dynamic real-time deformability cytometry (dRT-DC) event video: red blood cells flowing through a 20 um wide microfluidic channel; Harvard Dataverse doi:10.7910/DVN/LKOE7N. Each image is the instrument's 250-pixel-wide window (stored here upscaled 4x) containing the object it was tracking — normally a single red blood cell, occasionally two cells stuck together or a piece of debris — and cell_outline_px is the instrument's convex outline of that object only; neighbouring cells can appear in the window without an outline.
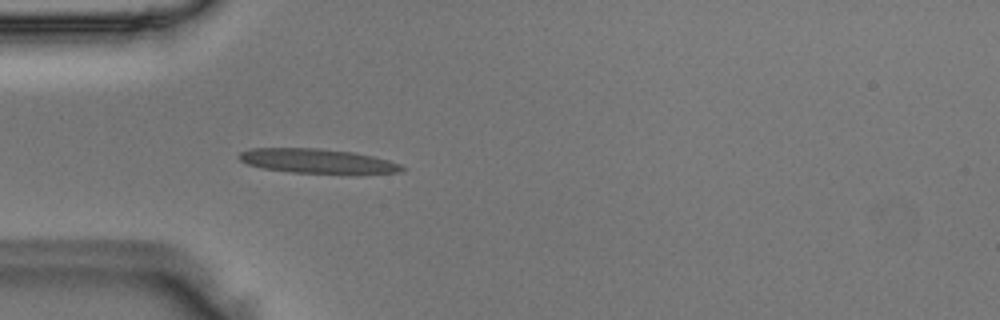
{"species": "Egyptian fruit bat (a non-hibernating species)", "species_latin": "Rousettus aegyptiacus", "temperature_condition": "room temperature", "stored_images_in_passage": 36, "camera_frame_rate_fps": 3000, "um_per_image_px": 0.085, "animal": {"sex": "male"}, "frame": {"image": 1, "passage_image": 1, "time_ms": 0.0, "image_size_px": [1000, 320], "cell_outline_px": [[408, 168], [400, 172], [292, 172], [264, 168], [248, 164], [240, 160], [236, 156], [240, 152], [248, 148], [320, 148], [352, 152], [372, 156], [388, 160], [400, 164]], "centroid_in_image_um": [26.9, 13.66], "position_along_channel_um": 58.1, "area_um2": 22.6}}
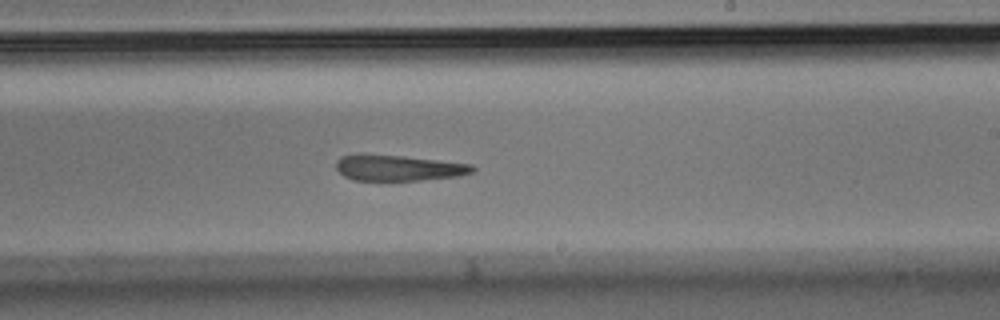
{"frame": {"image": 2, "passage_image": 16, "time_ms": 5.0, "image_size_px": [1000, 320], "cell_outline_px": [[476, 168], [472, 172], [460, 176], [420, 180], [352, 180], [344, 176], [336, 168], [336, 160], [340, 156], [356, 152], [360, 152], [400, 156], [472, 164]], "centroid_in_image_um": [33.79, 14.25], "position_along_channel_um": 255.2, "area_um2": 20.81}}
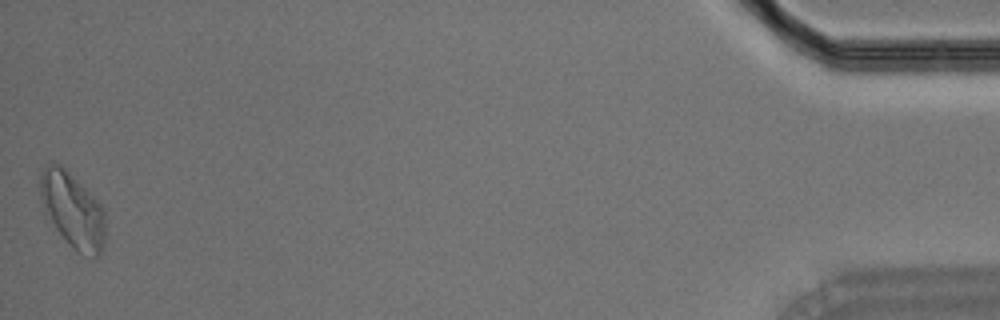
{"frame": {"image": 3, "passage_image": 36, "time_ms": 11.667, "image_size_px": [1000, 320], "cell_outline_px": [[104, 240], [100, 252], [96, 256], [76, 252], [68, 244], [44, 216], [40, 200], [40, 176], [44, 168], [48, 164], [60, 164], [104, 208]], "centroid_in_image_um": [6.11, 17.88], "position_along_channel_um": 429.1, "area_um2": 28.26}}